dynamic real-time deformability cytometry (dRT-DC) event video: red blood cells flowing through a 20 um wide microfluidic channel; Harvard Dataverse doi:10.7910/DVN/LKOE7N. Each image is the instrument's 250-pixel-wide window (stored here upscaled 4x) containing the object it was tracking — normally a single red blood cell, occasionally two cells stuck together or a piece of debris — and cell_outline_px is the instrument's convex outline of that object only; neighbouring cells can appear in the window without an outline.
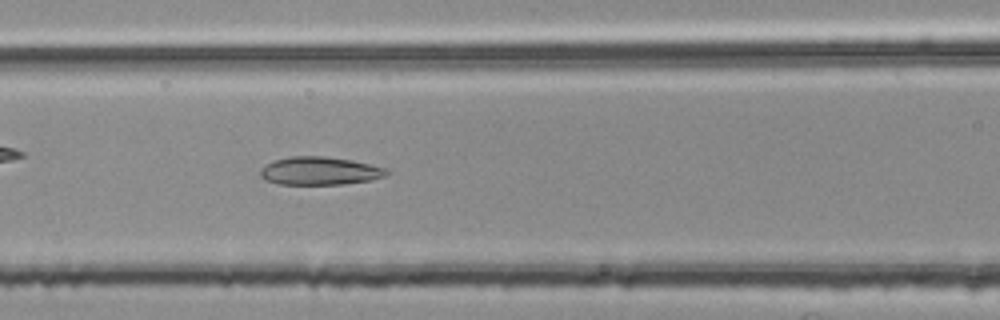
{"species": "common noctule bat (a hibernating species)", "species_latin": "Nyctalus noctula", "temperature_condition": "room temperature", "stored_images_in_passage": 51, "camera_frame_rate_fps": 3000, "um_per_image_px": 0.085, "animal": {"sex": "female", "body_mass_g": 25.1}, "frame": {"image": 1, "passage_image": 20, "time_ms": 6.333, "image_size_px": [1000, 320], "cell_outline_px": [[392, 172], [388, 176], [372, 180], [340, 184], [276, 184], [264, 180], [260, 176], [260, 168], [264, 164], [272, 160], [288, 156], [324, 156], [352, 160], [388, 168]], "centroid_in_image_um": [27.18, 14.52], "position_along_channel_um": 139.4, "area_um2": 21.15}}
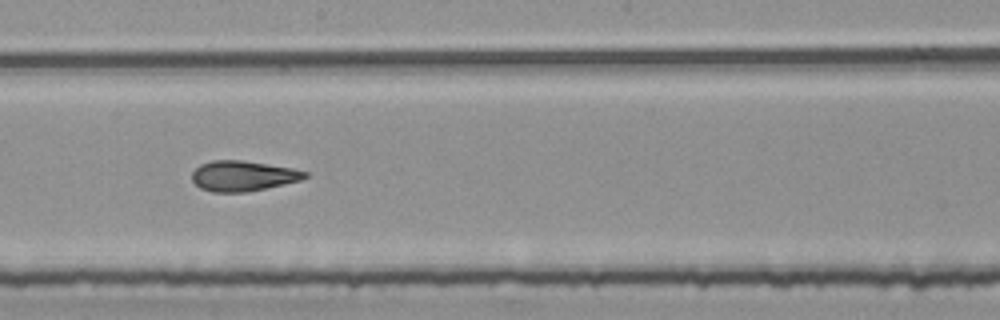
{"frame": {"image": 2, "passage_image": 27, "time_ms": 8.667, "image_size_px": [1000, 320], "cell_outline_px": [[308, 176], [300, 180], [284, 184], [248, 192], [212, 192], [200, 188], [192, 180], [192, 172], [200, 164], [212, 160], [240, 160], [292, 168], [308, 172]], "centroid_in_image_um": [20.63, 14.96], "position_along_channel_um": 227.6, "area_um2": 19.88}}
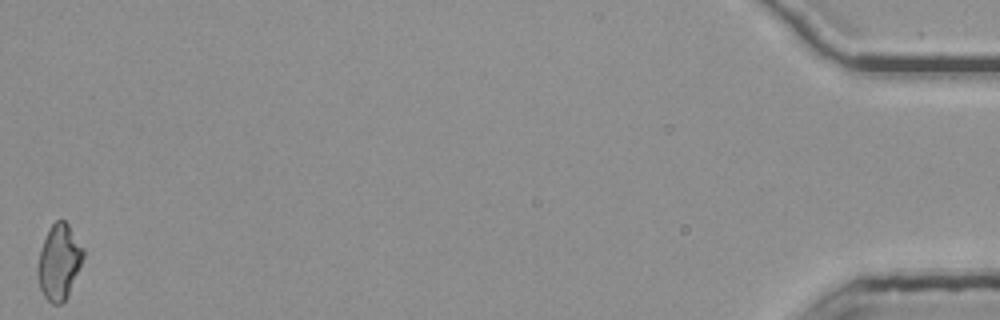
{"frame": {"image": 3, "passage_image": 51, "time_ms": 16.667, "image_size_px": [1000, 320], "cell_outline_px": [[84, 256], [68, 296], [60, 304], [52, 304], [44, 296], [40, 288], [36, 276], [36, 268], [40, 252], [44, 240], [52, 224], [56, 220], [64, 220], [68, 224], [84, 248]], "centroid_in_image_um": [5.01, 22.28], "position_along_channel_um": 430.2, "area_um2": 19.88}, "authors_computed_cell_mechanics": {"area_um2": 20.4034, "velocity_mm_per_s": 3.7806, "shape_relaxation_time_tau1_ms": null, "shape_relaxation_time_tau2_ms": 1.6845, "deformation_change_tau1": null, "deformation_change_tau2": 0.101}}